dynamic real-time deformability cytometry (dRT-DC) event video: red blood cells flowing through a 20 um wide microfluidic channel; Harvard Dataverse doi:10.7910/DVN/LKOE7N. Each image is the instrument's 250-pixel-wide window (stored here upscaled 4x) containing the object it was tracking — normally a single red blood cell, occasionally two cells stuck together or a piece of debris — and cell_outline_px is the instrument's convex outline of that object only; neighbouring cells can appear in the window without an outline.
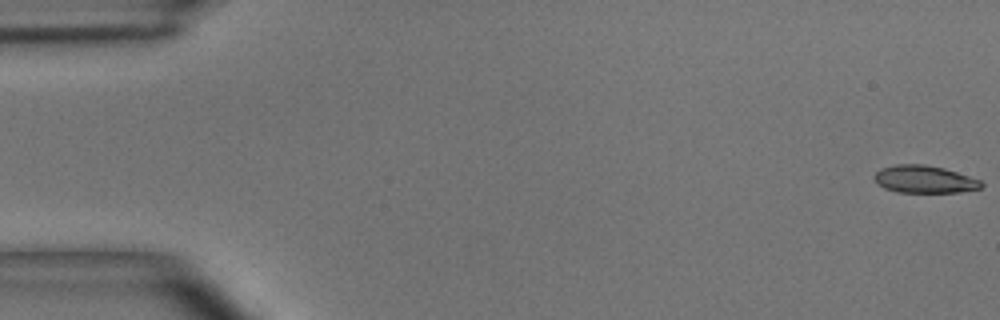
{"species": "common noctule bat (a hibernating species)", "species_latin": "Nyctalus noctula", "temperature_condition": "room temperature", "stored_images_in_passage": 51, "camera_frame_rate_fps": 3000, "um_per_image_px": 0.085, "animal": {"sex": "male", "body_mass_g": 15.6}, "frame": {"image": 1, "passage_image": 1, "time_ms": 0.0, "image_size_px": [1000, 320], "cell_outline_px": [[984, 184], [980, 188], [956, 192], [896, 192], [884, 188], [872, 176], [880, 168], [896, 164], [924, 164], [944, 168], [980, 180]], "centroid_in_image_um": [78.54, 15.23], "position_along_channel_um": 6.5, "area_um2": 16.99}}
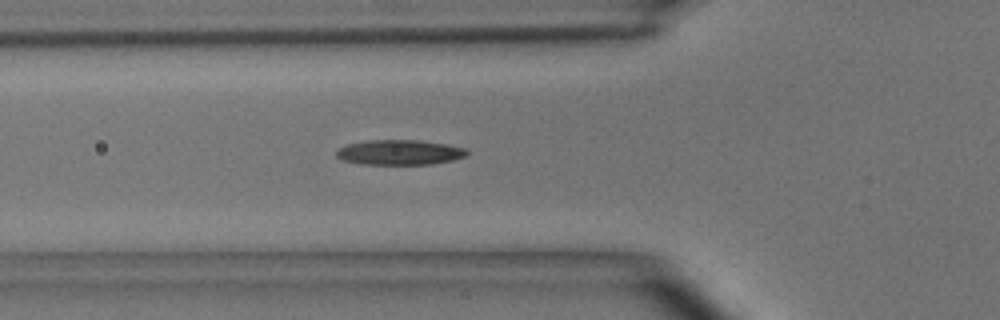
{"frame": {"image": 2, "passage_image": 18, "time_ms": 5.667, "image_size_px": [1000, 320], "cell_outline_px": [[468, 152], [464, 156], [452, 160], [432, 164], [360, 164], [344, 160], [336, 156], [336, 152], [340, 148], [348, 144], [364, 140], [420, 140], [448, 144], [464, 148]], "centroid_in_image_um": [33.95, 12.94], "position_along_channel_um": 91.8, "area_um2": 18.96}}
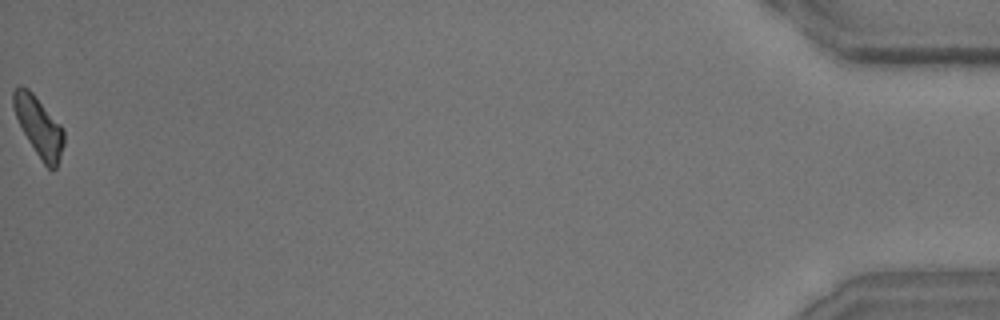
{"frame": {"image": 3, "passage_image": 51, "time_ms": 16.667, "image_size_px": [1000, 320], "cell_outline_px": [[64, 144], [56, 168], [52, 172], [44, 164], [28, 140], [16, 116], [12, 104], [12, 92], [16, 88], [28, 88], [32, 92], [64, 128]], "centroid_in_image_um": [3.32, 10.77], "position_along_channel_um": 431.9, "area_um2": 17.22}, "authors_computed_cell_mechanics": {"area_um2": 18.0336, "velocity_mm_per_s": 3.9757, "shape_relaxation_time_tau1_ms": null, "shape_relaxation_time_tau2_ms": 8.6313, "deformation_change_tau1": null, "deformation_change_tau2": 0.204}}